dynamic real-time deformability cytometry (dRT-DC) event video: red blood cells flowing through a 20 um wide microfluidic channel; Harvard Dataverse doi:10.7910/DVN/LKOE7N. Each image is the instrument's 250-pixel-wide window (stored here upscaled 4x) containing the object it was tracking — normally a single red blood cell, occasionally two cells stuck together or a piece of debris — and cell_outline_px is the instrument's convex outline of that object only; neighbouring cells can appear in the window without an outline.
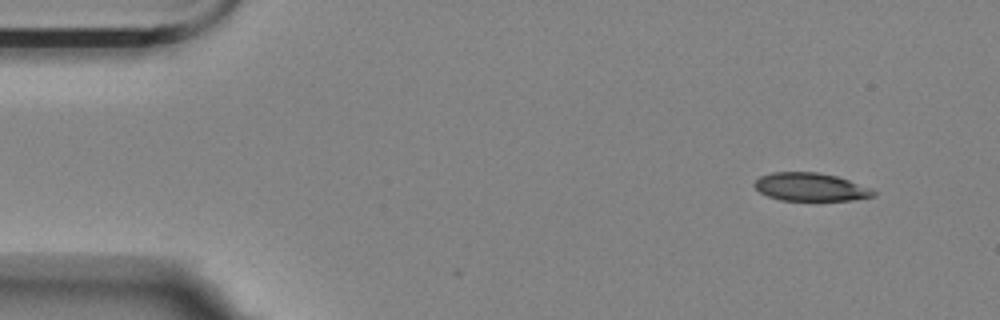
{"species": "Egyptian fruit bat (a non-hibernating species)", "species_latin": "Rousettus aegyptiacus", "temperature_condition": "room temperature", "stored_images_in_passage": 3, "camera_frame_rate_fps": 3000, "um_per_image_px": 0.085, "animal": {"sex": "female"}, "frame": {"image": 1, "passage_image": 1, "time_ms": 0.0, "image_size_px": [1000, 320], "cell_outline_px": [[876, 196], [852, 200], [780, 200], [768, 196], [760, 192], [752, 184], [760, 176], [772, 172], [816, 172], [836, 176], [872, 188], [876, 192]], "centroid_in_image_um": [68.9, 15.89], "position_along_channel_um": 16.1, "area_um2": 19.48}}